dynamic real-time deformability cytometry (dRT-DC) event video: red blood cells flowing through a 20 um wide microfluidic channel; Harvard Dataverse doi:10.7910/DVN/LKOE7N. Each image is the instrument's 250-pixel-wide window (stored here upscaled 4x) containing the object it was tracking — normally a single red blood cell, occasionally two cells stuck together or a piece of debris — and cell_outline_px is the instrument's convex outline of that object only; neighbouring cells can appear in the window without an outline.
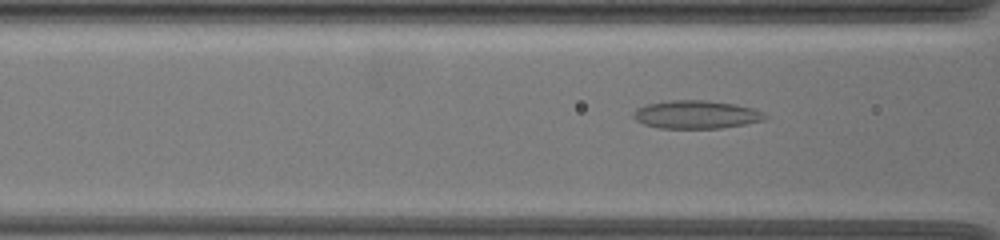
{"species": "common noctule bat (a hibernating species)", "species_latin": "Nyctalus noctula", "temperature_condition": "warm", "stored_images_in_passage": 9, "camera_frame_rate_fps": 3000, "um_per_image_px": 0.085, "animal": {"sex": "female", "body_mass_g": 19.5, "forearm_length_mm": 54.1}, "frame": {"image": 1, "passage_image": 6, "time_ms": 1.667, "image_size_px": [1000, 240], "cell_outline_px": [[768, 116], [764, 120], [744, 124], [720, 128], [660, 128], [644, 124], [636, 120], [632, 116], [632, 112], [636, 108], [648, 104], [668, 100], [700, 100], [732, 104], [752, 108], [764, 112]], "centroid_in_image_um": [59.15, 9.74], "position_along_channel_um": 107.5, "area_um2": 21.44}}